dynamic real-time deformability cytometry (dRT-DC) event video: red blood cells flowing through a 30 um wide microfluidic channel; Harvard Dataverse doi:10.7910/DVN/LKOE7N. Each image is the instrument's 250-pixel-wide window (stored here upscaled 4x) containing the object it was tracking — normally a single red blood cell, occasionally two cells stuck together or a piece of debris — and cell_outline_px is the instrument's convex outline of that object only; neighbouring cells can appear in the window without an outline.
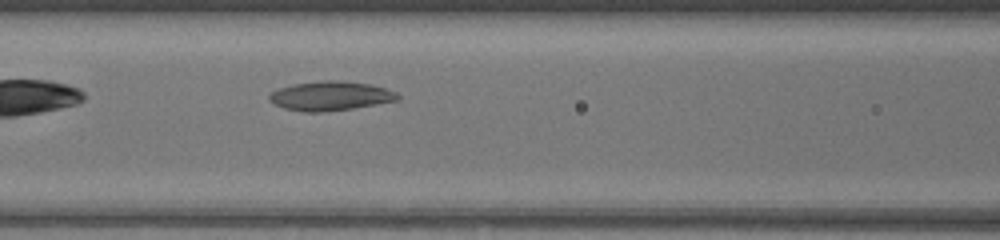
{"species": "common noctule bat (a hibernating species)", "species_latin": "Nyctalus noctula", "temperature_condition": "warm", "stored_images_in_passage": 32, "camera_frame_rate_fps": 3000, "um_per_image_px": 0.085, "animal": {"sex": "female", "body_mass_g": 17.0, "forearm_length_mm": 48.0}, "frame": {"image": 1, "passage_image": 6, "time_ms": 1.667, "image_size_px": [1000, 240], "cell_outline_px": [[400, 100], [352, 108], [324, 112], [304, 112], [284, 108], [268, 100], [268, 96], [272, 92], [280, 88], [296, 84], [320, 80], [336, 80], [368, 84], [384, 88], [396, 92], [400, 96]], "centroid_in_image_um": [28.09, 8.16], "position_along_channel_um": 138.5, "area_um2": 21.68}}
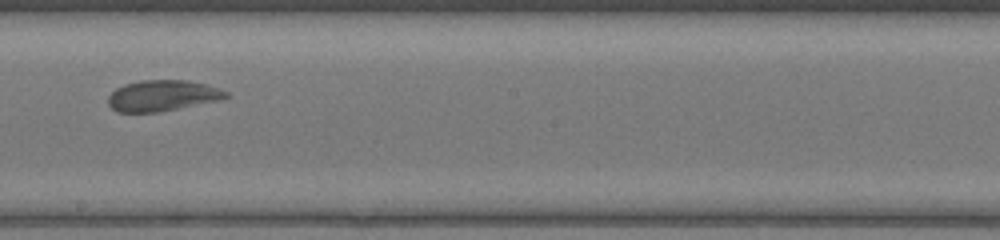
{"frame": {"image": 2, "passage_image": 13, "time_ms": 4.0, "image_size_px": [1000, 240], "cell_outline_px": [[228, 96], [220, 100], [160, 112], [116, 112], [108, 104], [108, 96], [116, 88], [124, 84], [140, 80], [188, 80], [204, 84], [228, 92]], "centroid_in_image_um": [13.77, 8.13], "position_along_channel_um": 234.4, "area_um2": 21.21}}
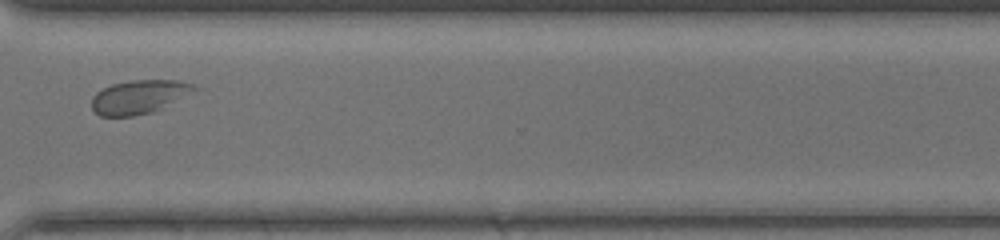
{"frame": {"image": 3, "passage_image": 22, "time_ms": 7.0, "image_size_px": [1000, 240], "cell_outline_px": [[204, 88], [152, 112], [132, 116], [100, 116], [92, 108], [92, 96], [96, 92], [112, 84], [132, 80], [180, 80]], "centroid_in_image_um": [11.88, 8.22], "position_along_channel_um": 358.7, "area_um2": 20.29}, "authors_computed_cell_mechanics": {"area_um2": 21.9351, "velocity_mm_per_s": 4.1229, "shape_relaxation_time_tau1_ms": 8.8697, "shape_relaxation_time_tau2_ms": 2.0143, "deformation_change_tau1": 0.1945, "deformation_change_tau2": 0.0754}}